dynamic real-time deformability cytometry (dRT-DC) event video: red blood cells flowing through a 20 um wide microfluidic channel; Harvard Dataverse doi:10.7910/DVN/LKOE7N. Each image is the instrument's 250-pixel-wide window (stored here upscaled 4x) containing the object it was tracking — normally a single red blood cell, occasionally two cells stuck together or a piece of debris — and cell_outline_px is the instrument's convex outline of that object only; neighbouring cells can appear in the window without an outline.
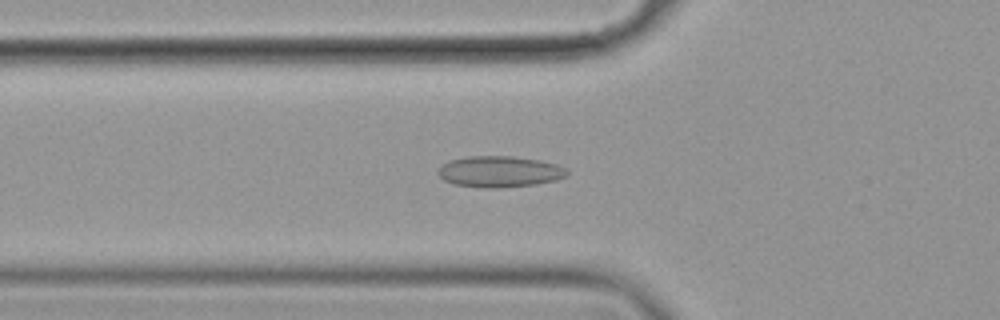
{"species": "common noctule bat (a hibernating species)", "species_latin": "Nyctalus noctula", "temperature_condition": "cold", "stored_images_in_passage": 57, "camera_frame_rate_fps": 3000, "um_per_image_px": 0.085, "animal": {"sex": "female", "body_mass_g": 19.9}, "frame": {"image": 1, "passage_image": 20, "time_ms": 6.333, "image_size_px": [1000, 320], "cell_outline_px": [[568, 176], [556, 180], [536, 184], [500, 188], [484, 188], [456, 184], [444, 180], [436, 172], [448, 160], [468, 156], [512, 156], [540, 160], [556, 164], [568, 168]], "centroid_in_image_um": [42.5, 14.58], "position_along_channel_um": 83.3, "area_um2": 23.52}}
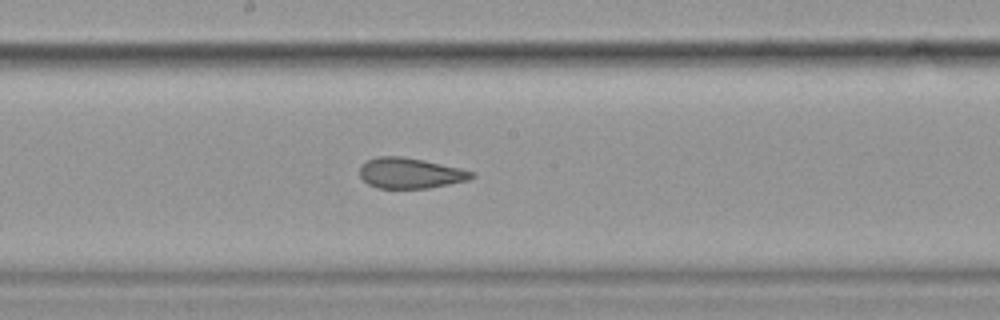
{"frame": {"image": 2, "passage_image": 31, "time_ms": 10.0, "image_size_px": [1000, 320], "cell_outline_px": [[476, 176], [468, 180], [428, 188], [376, 188], [368, 184], [360, 176], [360, 164], [368, 160], [380, 156], [400, 156], [424, 160], [460, 168], [476, 172]], "centroid_in_image_um": [34.88, 14.71], "position_along_channel_um": 213.3, "area_um2": 19.94}}
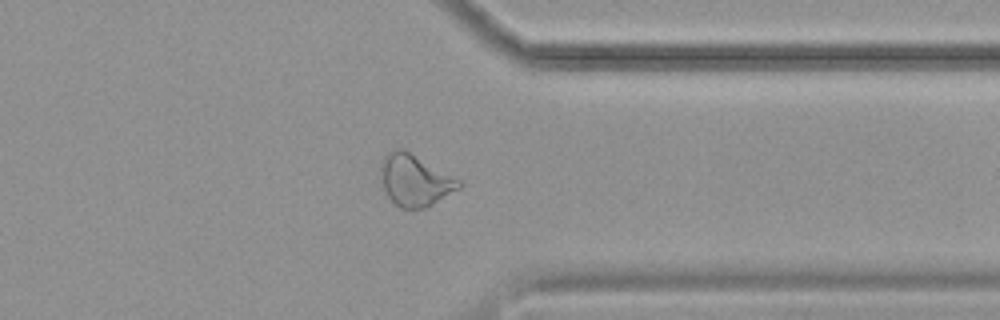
{"frame": {"image": 3, "passage_image": 45, "time_ms": 14.667, "image_size_px": [1000, 320], "cell_outline_px": [[464, 184], [460, 188], [432, 204], [424, 208], [400, 208], [388, 196], [384, 188], [380, 168], [380, 160], [388, 152], [396, 148], [404, 148], [460, 180]], "centroid_in_image_um": [35.26, 15.3], "position_along_channel_um": 376.1, "area_um2": 23.35}, "authors_computed_cell_mechanics": {"area_um2": 23.3512, "velocity_mm_per_s": 3.5361, "shape_relaxation_time_tau1_ms": null, "shape_relaxation_time_tau2_ms": 1.9935, "deformation_change_tau1": null, "deformation_change_tau2": 0.0821}}